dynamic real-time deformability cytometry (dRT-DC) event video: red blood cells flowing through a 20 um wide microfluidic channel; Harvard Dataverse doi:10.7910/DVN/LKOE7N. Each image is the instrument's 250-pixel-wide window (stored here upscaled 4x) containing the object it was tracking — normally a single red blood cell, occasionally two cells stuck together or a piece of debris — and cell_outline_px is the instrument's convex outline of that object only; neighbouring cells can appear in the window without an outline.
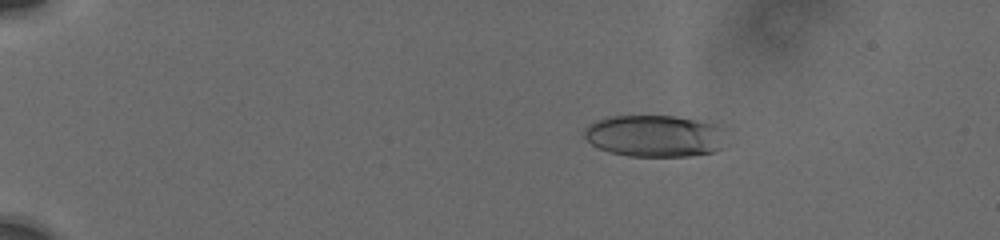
{"species": "human", "species_latin": "Homo sapiens", "temperature_condition": "cold", "stored_images_in_passage": 10, "camera_frame_rate_fps": 3000, "um_per_image_px": 0.085, "donor": {"sex": "male"}, "frame": {"image": 1, "passage_image": 1, "time_ms": 0.0, "image_size_px": [1000, 240], "cell_outline_px": [[720, 148], [712, 152], [688, 156], [628, 156], [612, 152], [600, 148], [592, 144], [580, 132], [588, 124], [596, 120], [608, 116], [672, 116], [712, 124], [720, 128]], "centroid_in_image_um": [55.5, 11.55], "position_along_channel_um": 29.5, "area_um2": 33.93}}